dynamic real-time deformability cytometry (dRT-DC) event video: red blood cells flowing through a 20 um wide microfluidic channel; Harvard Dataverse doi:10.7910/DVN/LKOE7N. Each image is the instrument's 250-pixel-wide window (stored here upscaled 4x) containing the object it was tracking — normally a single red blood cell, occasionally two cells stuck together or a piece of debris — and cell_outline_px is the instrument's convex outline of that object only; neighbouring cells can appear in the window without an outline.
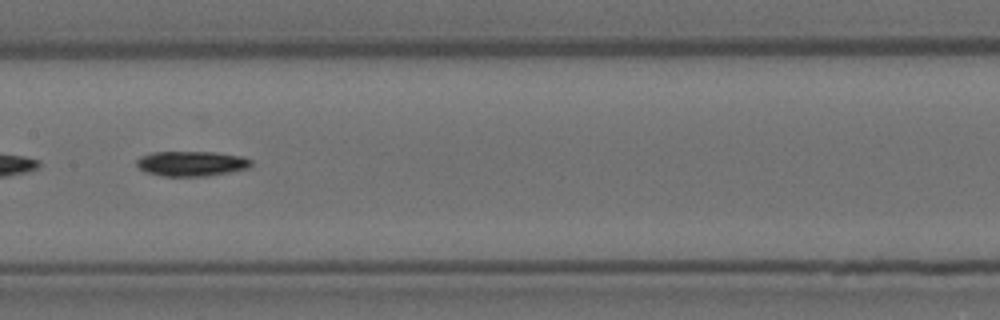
{"species": "Egyptian fruit bat (a non-hibernating species)", "species_latin": "Rousettus aegyptiacus", "temperature_condition": "room temperature", "stored_images_in_passage": 41, "camera_frame_rate_fps": 3000, "um_per_image_px": 0.085, "animal": {"sex": "female"}, "frame": {"image": 1, "passage_image": 12, "time_ms": 3.667, "image_size_px": [1000, 320], "cell_outline_px": [[252, 164], [248, 168], [208, 176], [160, 176], [144, 172], [136, 164], [136, 160], [140, 156], [152, 152], [216, 152], [244, 156], [252, 160]], "centroid_in_image_um": [16.27, 13.9], "position_along_channel_um": 191.1, "area_um2": 16.88}}
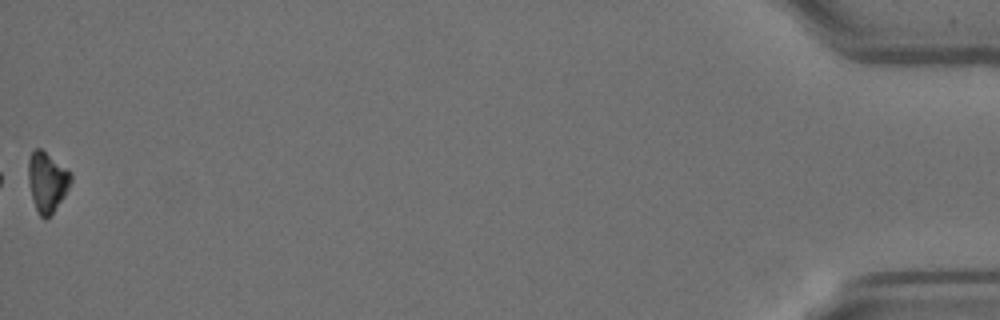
{"frame": {"image": 2, "passage_image": 41, "time_ms": 13.333, "image_size_px": [1000, 320], "cell_outline_px": [[72, 180], [64, 196], [52, 212], [48, 216], [40, 216], [36, 208], [32, 196], [28, 180], [28, 160], [32, 152], [36, 148], [40, 148], [64, 168], [72, 176]], "centroid_in_image_um": [3.98, 15.44], "position_along_channel_um": 431.2, "area_um2": 14.16}, "authors_computed_cell_mechanics": {"area_um2": 16.0684, "velocity_mm_per_s": 3.5326, "shape_relaxation_time_tau1_ms": 7.6853, "shape_relaxation_time_tau2_ms": null, "deformation_change_tau1": 0.2145, "deformation_change_tau2": null}}